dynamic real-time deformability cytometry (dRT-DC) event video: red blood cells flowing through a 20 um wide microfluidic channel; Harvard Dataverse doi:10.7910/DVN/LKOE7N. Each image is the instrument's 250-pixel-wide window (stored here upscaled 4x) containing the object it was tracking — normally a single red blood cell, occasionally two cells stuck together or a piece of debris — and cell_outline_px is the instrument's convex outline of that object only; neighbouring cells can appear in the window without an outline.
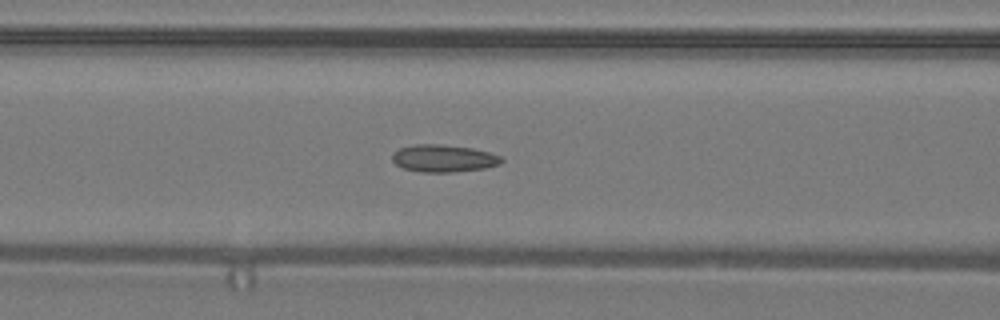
{"species": "common noctule bat (a hibernating species)", "species_latin": "Nyctalus noctula", "temperature_condition": "warm", "stored_images_in_passage": 27, "camera_frame_rate_fps": 3000, "um_per_image_px": 0.085, "animal": {"sex": "male", "body_mass_g": 19.2, "forearm_length_mm": 51.8}, "frame": {"image": 1, "passage_image": 11, "time_ms": 3.333, "image_size_px": [1000, 320], "cell_outline_px": [[504, 160], [500, 164], [484, 168], [452, 172], [420, 172], [404, 168], [396, 164], [392, 160], [392, 152], [400, 148], [416, 144], [440, 144], [472, 148], [488, 152], [500, 156]], "centroid_in_image_um": [37.69, 13.46], "position_along_channel_um": 128.9, "area_um2": 17.34}}
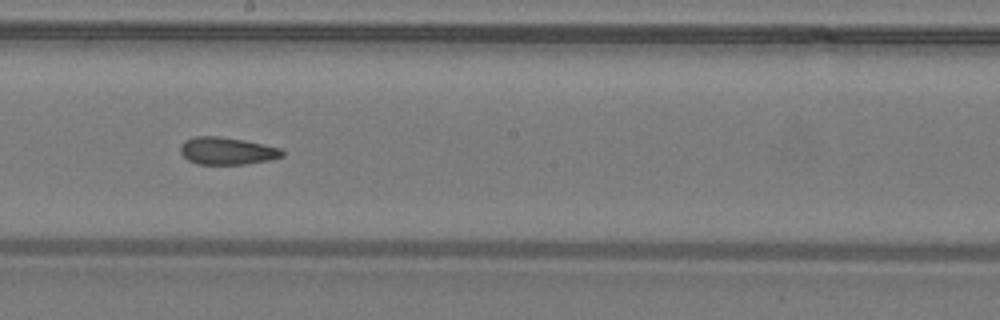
{"frame": {"image": 2, "passage_image": 18, "time_ms": 5.667, "image_size_px": [1000, 320], "cell_outline_px": [[284, 156], [268, 160], [248, 164], [196, 164], [188, 160], [180, 152], [180, 144], [184, 140], [196, 136], [216, 136], [244, 140], [280, 148], [284, 152]], "centroid_in_image_um": [19.27, 12.83], "position_along_channel_um": 228.9, "area_um2": 16.24}}
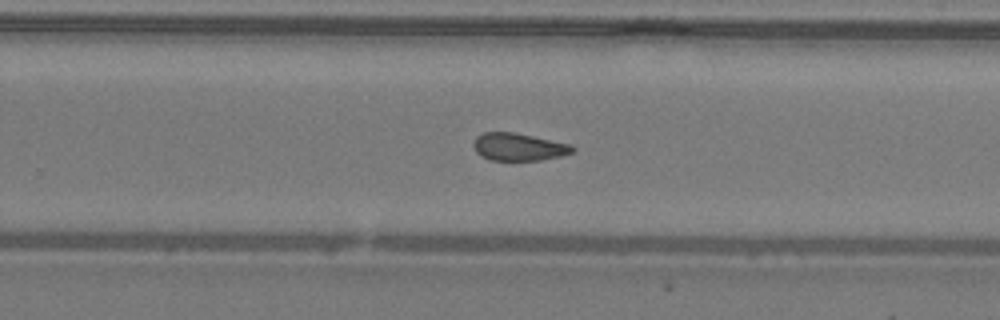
{"frame": {"image": 3, "passage_image": 22, "time_ms": 7.0, "image_size_px": [1000, 320], "cell_outline_px": [[576, 148], [572, 152], [560, 156], [540, 160], [488, 160], [480, 156], [476, 152], [472, 144], [476, 136], [484, 132], [512, 132], [572, 144]], "centroid_in_image_um": [44.05, 12.49], "position_along_channel_um": 285.7, "area_um2": 15.95}}